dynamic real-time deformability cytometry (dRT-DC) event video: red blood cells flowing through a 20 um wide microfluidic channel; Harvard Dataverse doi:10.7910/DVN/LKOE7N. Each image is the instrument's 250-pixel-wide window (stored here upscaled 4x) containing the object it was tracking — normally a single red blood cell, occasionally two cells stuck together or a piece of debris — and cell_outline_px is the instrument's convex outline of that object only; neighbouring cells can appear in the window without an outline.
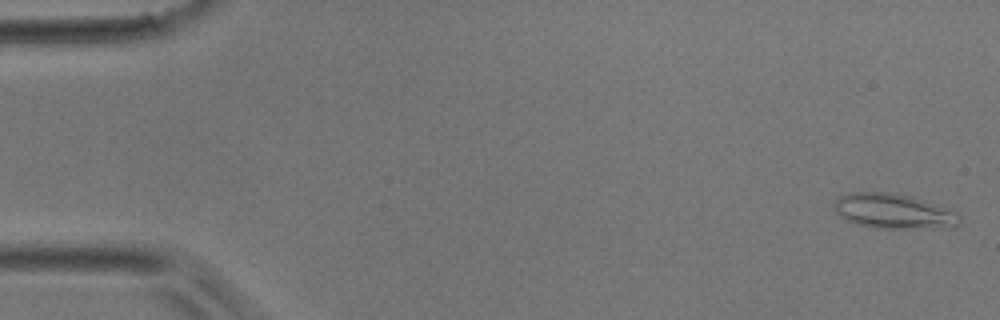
{"species": "common noctule bat (a hibernating species)", "species_latin": "Nyctalus noctula", "temperature_condition": "room temperature", "stored_images_in_passage": 46, "camera_frame_rate_fps": 3000, "um_per_image_px": 0.085, "animal": {"sex": "male", "body_mass_g": 17.9}, "frame": {"image": 1, "passage_image": 1, "time_ms": 0.0, "image_size_px": [1000, 320], "cell_outline_px": [[960, 224], [944, 228], [876, 228], [856, 224], [840, 216], [836, 212], [836, 200], [840, 196], [848, 192], [892, 192], [912, 196], [924, 200], [956, 212], [960, 216]], "centroid_in_image_um": [75.97, 17.95], "position_along_channel_um": 9.0, "area_um2": 25.43}}
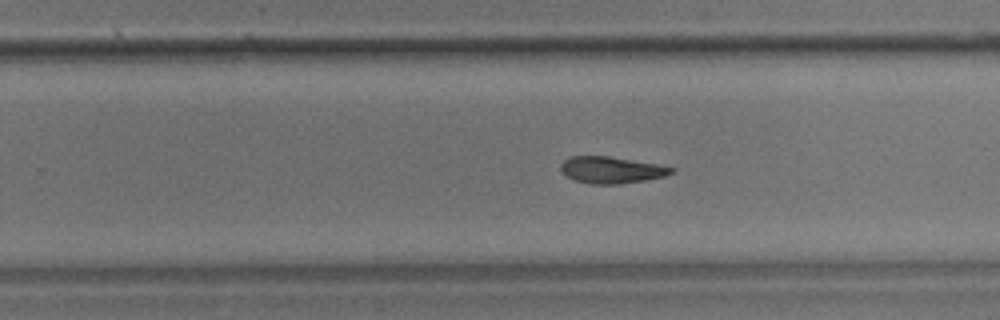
{"frame": {"image": 2, "passage_image": 29, "time_ms": 9.333, "image_size_px": [1000, 320], "cell_outline_px": [[676, 168], [672, 172], [664, 176], [644, 180], [620, 184], [592, 184], [572, 180], [564, 176], [560, 168], [560, 164], [568, 156], [608, 156], [656, 164]], "centroid_in_image_um": [51.89, 14.45], "position_along_channel_um": 277.9, "area_um2": 17.22}}
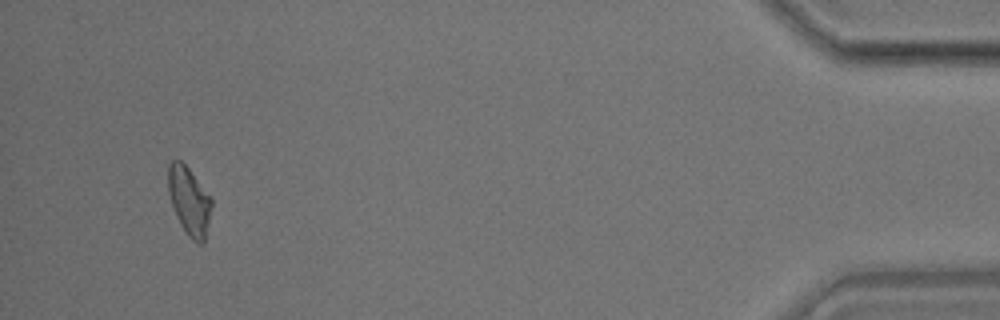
{"frame": {"image": 3, "passage_image": 44, "time_ms": 14.333, "image_size_px": [1000, 320], "cell_outline_px": [[212, 204], [204, 244], [200, 244], [192, 240], [188, 236], [180, 224], [176, 216], [168, 192], [168, 164], [172, 160], [180, 160], [188, 168], [212, 200]], "centroid_in_image_um": [16.06, 17.1], "position_along_channel_um": 419.1, "area_um2": 16.99}}